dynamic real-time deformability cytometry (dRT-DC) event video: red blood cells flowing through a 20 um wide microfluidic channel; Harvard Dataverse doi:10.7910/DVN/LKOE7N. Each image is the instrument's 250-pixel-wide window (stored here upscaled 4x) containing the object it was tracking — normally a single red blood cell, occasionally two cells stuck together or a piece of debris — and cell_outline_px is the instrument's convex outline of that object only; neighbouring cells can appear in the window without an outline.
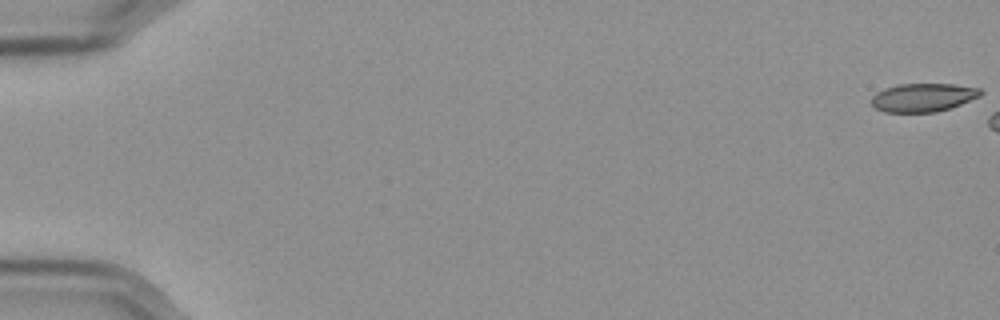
{"species": "Egyptian fruit bat (a non-hibernating species)", "species_latin": "Rousettus aegyptiacus", "temperature_condition": "cold", "stored_images_in_passage": 8, "camera_frame_rate_fps": 3000, "um_per_image_px": 0.085, "frame": {"image": 1, "passage_image": 1, "time_ms": 0.0, "image_size_px": [1000, 320], "cell_outline_px": [[984, 92], [980, 96], [960, 104], [936, 112], [884, 112], [876, 108], [872, 104], [872, 96], [876, 92], [884, 88], [900, 84], [952, 84], [980, 88]], "centroid_in_image_um": [78.46, 8.28], "position_along_channel_um": 6.5, "area_um2": 17.98}}